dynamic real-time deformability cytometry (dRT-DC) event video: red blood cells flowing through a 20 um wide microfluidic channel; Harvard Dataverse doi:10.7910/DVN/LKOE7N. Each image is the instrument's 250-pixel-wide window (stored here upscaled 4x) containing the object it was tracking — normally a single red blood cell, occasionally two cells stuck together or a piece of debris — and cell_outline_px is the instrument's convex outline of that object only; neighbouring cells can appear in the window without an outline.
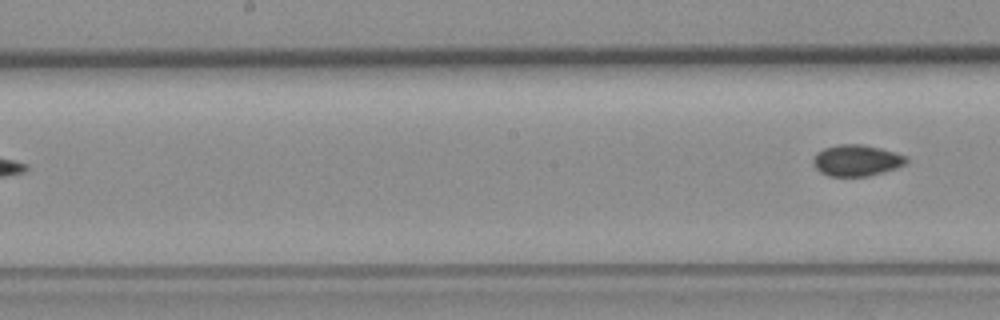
{"species": "common noctule bat (a hibernating species)", "species_latin": "Nyctalus noctula", "temperature_condition": "room temperature", "stored_images_in_passage": 9, "segment_of_instrument_passage": [2, 2], "camera_frame_rate_fps": 3000, "um_per_image_px": 0.085, "animal": {"sex": "female", "body_mass_g": 19.3, "forearm_length_mm": 54.1}, "frame": {"image": 1, "passage_image": 9, "time_ms": 9.333, "image_size_px": [1000, 320], "cell_outline_px": [[908, 160], [904, 164], [896, 168], [884, 172], [868, 176], [828, 176], [820, 172], [812, 164], [812, 160], [816, 152], [824, 148], [840, 144], [864, 144], [896, 152], [908, 156]], "centroid_in_image_um": [72.8, 13.63], "position_along_channel_um": 175.4, "area_um2": 17.17}}